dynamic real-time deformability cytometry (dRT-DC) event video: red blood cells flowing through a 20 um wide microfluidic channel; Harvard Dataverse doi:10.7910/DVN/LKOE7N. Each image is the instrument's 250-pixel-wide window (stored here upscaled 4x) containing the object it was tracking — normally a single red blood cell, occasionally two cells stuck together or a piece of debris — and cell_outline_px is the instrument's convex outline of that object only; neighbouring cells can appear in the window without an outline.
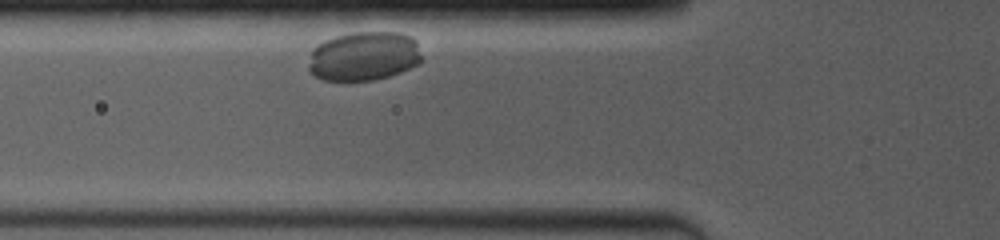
{"species": "common noctule bat (a hibernating species)", "species_latin": "Nyctalus noctula", "temperature_condition": "room temperature", "stored_images_in_passage": 5, "camera_frame_rate_fps": 4000, "um_per_image_px": 0.085, "animal": {"sex": "female", "body_mass_g": 19.0, "forearm_length_mm": 53.3}, "frame": {"image": 1, "passage_image": 3, "time_ms": 0.75, "image_size_px": [1000, 240], "cell_outline_px": [[424, 60], [420, 64], [400, 72], [388, 76], [372, 80], [324, 80], [308, 72], [308, 68], [312, 48], [324, 40], [336, 36], [352, 32], [400, 32], [412, 36], [416, 40]], "centroid_in_image_um": [30.96, 4.76], "position_along_channel_um": 94.8, "area_um2": 32.83}}